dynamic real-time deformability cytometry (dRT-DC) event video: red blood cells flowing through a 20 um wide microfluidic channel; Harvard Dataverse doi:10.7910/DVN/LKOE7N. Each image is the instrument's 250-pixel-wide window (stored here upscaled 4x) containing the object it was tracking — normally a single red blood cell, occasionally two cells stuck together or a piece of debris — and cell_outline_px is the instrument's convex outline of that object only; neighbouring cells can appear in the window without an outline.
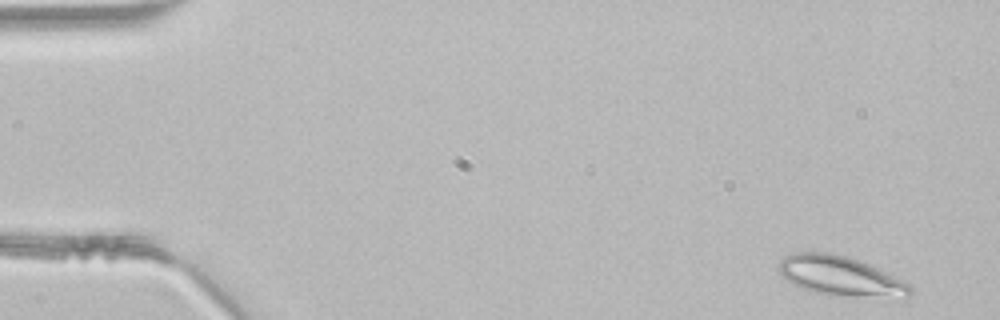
{"species": "common noctule bat (a hibernating species)", "species_latin": "Nyctalus noctula", "temperature_condition": "room temperature", "stored_images_in_passage": 45, "camera_frame_rate_fps": 3000, "um_per_image_px": 0.085, "animal": {"sex": "male", "body_mass_g": 21.5, "forearm_length_mm": 52.0}, "frame": {"image": 1, "passage_image": 1, "time_ms": 0.0, "image_size_px": [1000, 320], "cell_outline_px": [[912, 292], [908, 296], [828, 296], [800, 288], [792, 284], [780, 276], [776, 268], [776, 264], [784, 256], [792, 252], [828, 252], [848, 256], [880, 268], [912, 284]], "centroid_in_image_um": [71.37, 23.44], "position_along_channel_um": 13.6, "area_um2": 30.98}}
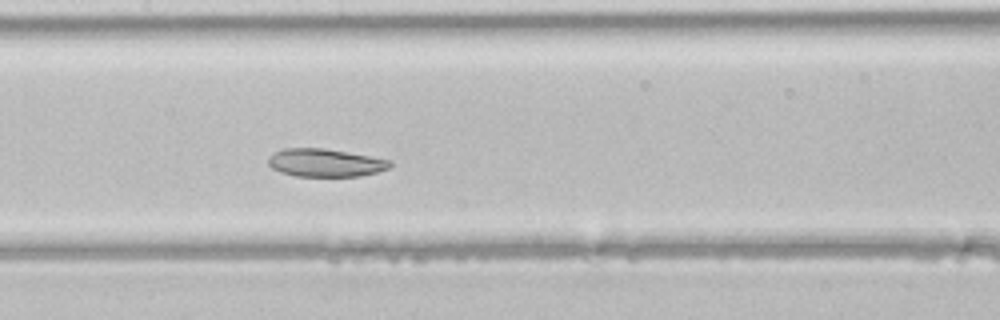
{"frame": {"image": 2, "passage_image": 21, "time_ms": 6.667, "image_size_px": [1000, 320], "cell_outline_px": [[392, 164], [388, 168], [376, 172], [360, 176], [296, 176], [280, 172], [272, 168], [268, 164], [268, 156], [284, 148], [324, 148], [392, 160]], "centroid_in_image_um": [27.63, 13.83], "position_along_channel_um": 179.8, "area_um2": 19.77}}
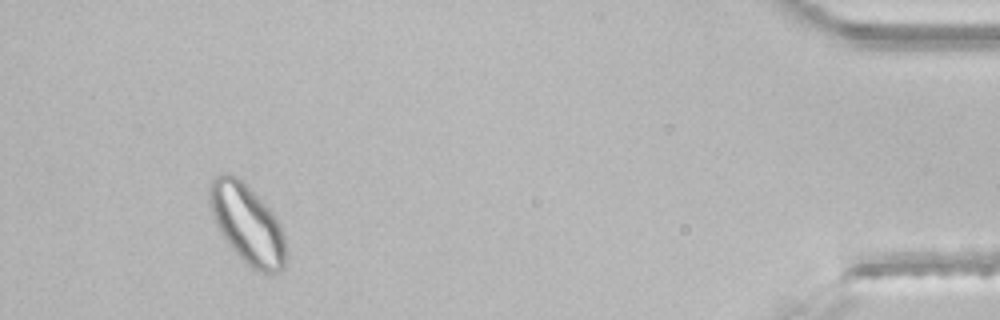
{"frame": {"image": 3, "passage_image": 42, "time_ms": 13.667, "image_size_px": [1000, 320], "cell_outline_px": [[284, 268], [280, 272], [260, 272], [252, 268], [240, 260], [220, 232], [212, 216], [208, 204], [208, 188], [212, 180], [216, 176], [228, 172], [236, 176], [276, 216], [280, 224], [284, 236]], "centroid_in_image_um": [20.97, 19.05], "position_along_channel_um": 414.2, "area_um2": 34.91}}